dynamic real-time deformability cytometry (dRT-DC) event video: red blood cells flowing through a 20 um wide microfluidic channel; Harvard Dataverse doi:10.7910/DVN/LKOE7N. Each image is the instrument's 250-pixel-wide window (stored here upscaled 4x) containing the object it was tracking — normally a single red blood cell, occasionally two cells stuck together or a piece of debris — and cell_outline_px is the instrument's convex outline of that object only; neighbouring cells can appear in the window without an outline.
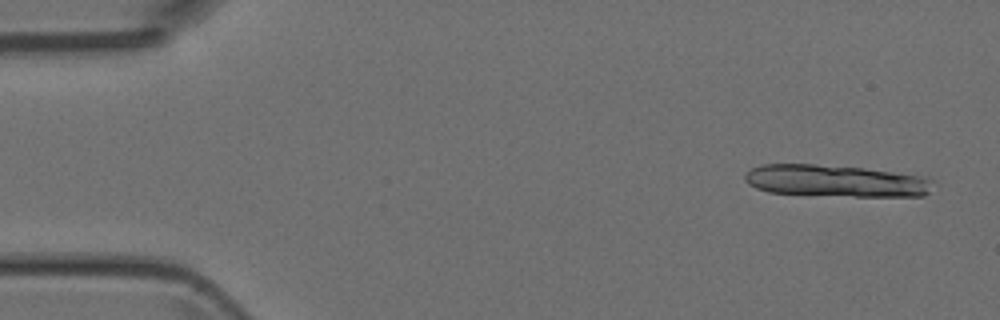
{"species": "Egyptian fruit bat (a non-hibernating species)", "species_latin": "Rousettus aegyptiacus", "temperature_condition": "room temperature", "stored_images_in_passage": 7, "segment_of_instrument_passage": [1, 2], "camera_frame_rate_fps": 3000, "um_per_image_px": 0.085, "animal": {"sex": "female"}, "frame": {"image": 1, "passage_image": 1, "time_ms": 0.0, "image_size_px": [1000, 320], "cell_outline_px": [[932, 180], [928, 192], [924, 196], [856, 196], [768, 192], [756, 188], [748, 184], [744, 180], [744, 176], [752, 168], [760, 164], [816, 164], [864, 168], [928, 176]], "centroid_in_image_um": [71.04, 15.36], "position_along_channel_um": 14.0, "area_um2": 34.97}}